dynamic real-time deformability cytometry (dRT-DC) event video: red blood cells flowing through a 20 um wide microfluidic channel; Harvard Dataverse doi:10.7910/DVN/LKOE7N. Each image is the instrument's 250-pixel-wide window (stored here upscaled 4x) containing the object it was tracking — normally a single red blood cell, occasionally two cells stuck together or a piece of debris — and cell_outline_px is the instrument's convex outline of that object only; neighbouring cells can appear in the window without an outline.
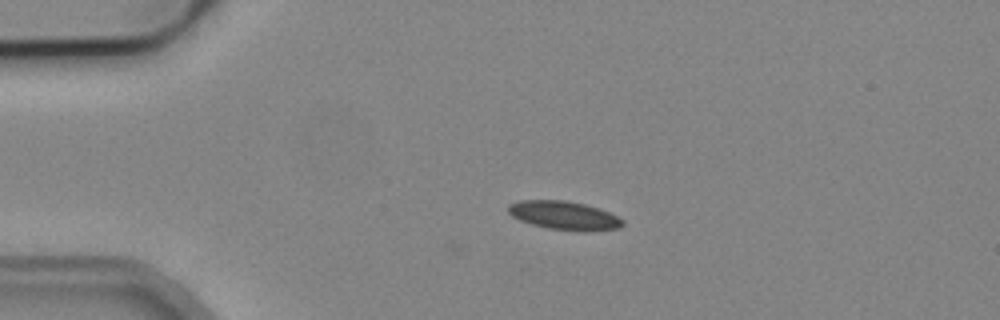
{"species": "common noctule bat (a hibernating species)", "species_latin": "Nyctalus noctula", "temperature_condition": "cold", "stored_images_in_passage": 5, "camera_frame_rate_fps": 3000, "um_per_image_px": 0.085, "animal": {"sex": "male", "body_mass_g": 19.2, "forearm_length_mm": 51.8}, "frame": {"image": 1, "passage_image": 3, "time_ms": 2.333, "image_size_px": [1000, 320], "cell_outline_px": [[624, 224], [620, 228], [584, 232], [580, 232], [548, 228], [532, 224], [520, 220], [512, 216], [508, 212], [508, 204], [520, 200], [564, 200], [584, 204], [608, 212], [624, 220]], "centroid_in_image_um": [47.95, 18.32], "position_along_channel_um": 37.1, "area_um2": 19.07}}